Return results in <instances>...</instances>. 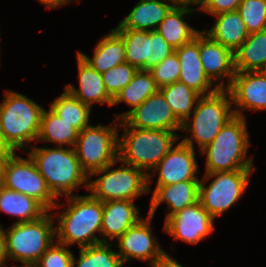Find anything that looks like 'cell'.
Listing matches in <instances>:
<instances>
[{"mask_svg": "<svg viewBox=\"0 0 266 267\" xmlns=\"http://www.w3.org/2000/svg\"><path fill=\"white\" fill-rule=\"evenodd\" d=\"M166 1V2H165ZM168 0H140L131 12L113 29L157 30L173 5Z\"/></svg>", "mask_w": 266, "mask_h": 267, "instance_id": "22", "label": "cell"}, {"mask_svg": "<svg viewBox=\"0 0 266 267\" xmlns=\"http://www.w3.org/2000/svg\"><path fill=\"white\" fill-rule=\"evenodd\" d=\"M241 2L242 0H205L200 11L211 15H217L237 10Z\"/></svg>", "mask_w": 266, "mask_h": 267, "instance_id": "39", "label": "cell"}, {"mask_svg": "<svg viewBox=\"0 0 266 267\" xmlns=\"http://www.w3.org/2000/svg\"><path fill=\"white\" fill-rule=\"evenodd\" d=\"M139 208L131 200H110L103 202V218L101 226V243H109L118 239L127 229L137 224Z\"/></svg>", "mask_w": 266, "mask_h": 267, "instance_id": "19", "label": "cell"}, {"mask_svg": "<svg viewBox=\"0 0 266 267\" xmlns=\"http://www.w3.org/2000/svg\"><path fill=\"white\" fill-rule=\"evenodd\" d=\"M60 118L72 124L78 131L89 126L91 108L71 95L66 89L50 105Z\"/></svg>", "mask_w": 266, "mask_h": 267, "instance_id": "31", "label": "cell"}, {"mask_svg": "<svg viewBox=\"0 0 266 267\" xmlns=\"http://www.w3.org/2000/svg\"><path fill=\"white\" fill-rule=\"evenodd\" d=\"M120 122L124 133L119 137L118 161L144 171L150 186L152 175L148 172H152L181 137L172 131L136 129Z\"/></svg>", "mask_w": 266, "mask_h": 267, "instance_id": "3", "label": "cell"}, {"mask_svg": "<svg viewBox=\"0 0 266 267\" xmlns=\"http://www.w3.org/2000/svg\"><path fill=\"white\" fill-rule=\"evenodd\" d=\"M6 260L9 261L6 249V241L4 237L3 227L0 226V267H7L5 264Z\"/></svg>", "mask_w": 266, "mask_h": 267, "instance_id": "40", "label": "cell"}, {"mask_svg": "<svg viewBox=\"0 0 266 267\" xmlns=\"http://www.w3.org/2000/svg\"><path fill=\"white\" fill-rule=\"evenodd\" d=\"M214 16L216 21L213 27L203 32L234 53L249 36L243 19L237 10Z\"/></svg>", "mask_w": 266, "mask_h": 267, "instance_id": "23", "label": "cell"}, {"mask_svg": "<svg viewBox=\"0 0 266 267\" xmlns=\"http://www.w3.org/2000/svg\"><path fill=\"white\" fill-rule=\"evenodd\" d=\"M2 186L34 198L47 211L60 207L30 156L23 159L14 153L7 158L3 168Z\"/></svg>", "mask_w": 266, "mask_h": 267, "instance_id": "11", "label": "cell"}, {"mask_svg": "<svg viewBox=\"0 0 266 267\" xmlns=\"http://www.w3.org/2000/svg\"><path fill=\"white\" fill-rule=\"evenodd\" d=\"M255 170H234L205 173L199 184V201L215 219L230 209L246 191L252 172ZM213 181L206 186L210 179Z\"/></svg>", "mask_w": 266, "mask_h": 267, "instance_id": "10", "label": "cell"}, {"mask_svg": "<svg viewBox=\"0 0 266 267\" xmlns=\"http://www.w3.org/2000/svg\"><path fill=\"white\" fill-rule=\"evenodd\" d=\"M125 46V59L138 70H150V31L114 29Z\"/></svg>", "mask_w": 266, "mask_h": 267, "instance_id": "30", "label": "cell"}, {"mask_svg": "<svg viewBox=\"0 0 266 267\" xmlns=\"http://www.w3.org/2000/svg\"><path fill=\"white\" fill-rule=\"evenodd\" d=\"M112 243H99L80 248L79 259L73 256L72 267H122L124 264L117 252L112 250Z\"/></svg>", "mask_w": 266, "mask_h": 267, "instance_id": "33", "label": "cell"}, {"mask_svg": "<svg viewBox=\"0 0 266 267\" xmlns=\"http://www.w3.org/2000/svg\"><path fill=\"white\" fill-rule=\"evenodd\" d=\"M172 108L175 116L183 123L192 114L198 99L201 97L192 88L177 81L159 89Z\"/></svg>", "mask_w": 266, "mask_h": 267, "instance_id": "32", "label": "cell"}, {"mask_svg": "<svg viewBox=\"0 0 266 267\" xmlns=\"http://www.w3.org/2000/svg\"><path fill=\"white\" fill-rule=\"evenodd\" d=\"M77 65L79 88L77 89L73 85L68 84L65 89L90 108L94 103H106L108 106H112L113 98L108 94L105 88L102 74L86 62L78 52Z\"/></svg>", "mask_w": 266, "mask_h": 267, "instance_id": "21", "label": "cell"}, {"mask_svg": "<svg viewBox=\"0 0 266 267\" xmlns=\"http://www.w3.org/2000/svg\"><path fill=\"white\" fill-rule=\"evenodd\" d=\"M158 90L159 88L149 70H137L132 81L115 96L112 104V106H114L123 101L132 108L121 115L117 116L116 114L114 119L122 120L131 110L140 106L148 97L155 94Z\"/></svg>", "mask_w": 266, "mask_h": 267, "instance_id": "28", "label": "cell"}, {"mask_svg": "<svg viewBox=\"0 0 266 267\" xmlns=\"http://www.w3.org/2000/svg\"><path fill=\"white\" fill-rule=\"evenodd\" d=\"M236 116L244 117L242 109L266 110V71L236 72L227 88Z\"/></svg>", "mask_w": 266, "mask_h": 267, "instance_id": "15", "label": "cell"}, {"mask_svg": "<svg viewBox=\"0 0 266 267\" xmlns=\"http://www.w3.org/2000/svg\"><path fill=\"white\" fill-rule=\"evenodd\" d=\"M43 110L25 95L5 91L0 103V132L14 151L37 141Z\"/></svg>", "mask_w": 266, "mask_h": 267, "instance_id": "5", "label": "cell"}, {"mask_svg": "<svg viewBox=\"0 0 266 267\" xmlns=\"http://www.w3.org/2000/svg\"><path fill=\"white\" fill-rule=\"evenodd\" d=\"M73 0H58V7H62V6H65L66 3H70L72 2ZM80 1V0H79Z\"/></svg>", "mask_w": 266, "mask_h": 267, "instance_id": "46", "label": "cell"}, {"mask_svg": "<svg viewBox=\"0 0 266 267\" xmlns=\"http://www.w3.org/2000/svg\"><path fill=\"white\" fill-rule=\"evenodd\" d=\"M236 72L266 71V30L249 33L234 52Z\"/></svg>", "mask_w": 266, "mask_h": 267, "instance_id": "26", "label": "cell"}, {"mask_svg": "<svg viewBox=\"0 0 266 267\" xmlns=\"http://www.w3.org/2000/svg\"><path fill=\"white\" fill-rule=\"evenodd\" d=\"M43 146L42 148L31 146L28 155L56 199L61 195L72 196V192L80 186L88 190L89 176L81 167L74 147L65 149L59 146L57 148Z\"/></svg>", "mask_w": 266, "mask_h": 267, "instance_id": "2", "label": "cell"}, {"mask_svg": "<svg viewBox=\"0 0 266 267\" xmlns=\"http://www.w3.org/2000/svg\"><path fill=\"white\" fill-rule=\"evenodd\" d=\"M79 131L60 118L54 111L43 110L37 141L54 142L57 146L74 147Z\"/></svg>", "mask_w": 266, "mask_h": 267, "instance_id": "29", "label": "cell"}, {"mask_svg": "<svg viewBox=\"0 0 266 267\" xmlns=\"http://www.w3.org/2000/svg\"><path fill=\"white\" fill-rule=\"evenodd\" d=\"M65 244L53 242L35 263L37 267H72L74 254Z\"/></svg>", "mask_w": 266, "mask_h": 267, "instance_id": "37", "label": "cell"}, {"mask_svg": "<svg viewBox=\"0 0 266 267\" xmlns=\"http://www.w3.org/2000/svg\"><path fill=\"white\" fill-rule=\"evenodd\" d=\"M18 217L16 223L39 219L47 210L34 198L0 185V212Z\"/></svg>", "mask_w": 266, "mask_h": 267, "instance_id": "27", "label": "cell"}, {"mask_svg": "<svg viewBox=\"0 0 266 267\" xmlns=\"http://www.w3.org/2000/svg\"><path fill=\"white\" fill-rule=\"evenodd\" d=\"M237 11L249 33L266 30V0H242Z\"/></svg>", "mask_w": 266, "mask_h": 267, "instance_id": "34", "label": "cell"}, {"mask_svg": "<svg viewBox=\"0 0 266 267\" xmlns=\"http://www.w3.org/2000/svg\"><path fill=\"white\" fill-rule=\"evenodd\" d=\"M78 53L101 74L126 62L122 37L114 29L98 41L92 58L80 51Z\"/></svg>", "mask_w": 266, "mask_h": 267, "instance_id": "24", "label": "cell"}, {"mask_svg": "<svg viewBox=\"0 0 266 267\" xmlns=\"http://www.w3.org/2000/svg\"><path fill=\"white\" fill-rule=\"evenodd\" d=\"M14 153L16 152L5 141L2 133L0 132V157H11Z\"/></svg>", "mask_w": 266, "mask_h": 267, "instance_id": "43", "label": "cell"}, {"mask_svg": "<svg viewBox=\"0 0 266 267\" xmlns=\"http://www.w3.org/2000/svg\"><path fill=\"white\" fill-rule=\"evenodd\" d=\"M114 121L117 122L110 127L89 125L78 133L74 149L88 176L118 160L120 120L113 119L112 122Z\"/></svg>", "mask_w": 266, "mask_h": 267, "instance_id": "9", "label": "cell"}, {"mask_svg": "<svg viewBox=\"0 0 266 267\" xmlns=\"http://www.w3.org/2000/svg\"><path fill=\"white\" fill-rule=\"evenodd\" d=\"M213 220L214 218L198 201L168 217L163 231L176 240L195 245L214 231Z\"/></svg>", "mask_w": 266, "mask_h": 267, "instance_id": "13", "label": "cell"}, {"mask_svg": "<svg viewBox=\"0 0 266 267\" xmlns=\"http://www.w3.org/2000/svg\"><path fill=\"white\" fill-rule=\"evenodd\" d=\"M193 11L196 9L172 7L157 28L158 33L174 50L190 42L200 32L184 20V17Z\"/></svg>", "mask_w": 266, "mask_h": 267, "instance_id": "25", "label": "cell"}, {"mask_svg": "<svg viewBox=\"0 0 266 267\" xmlns=\"http://www.w3.org/2000/svg\"><path fill=\"white\" fill-rule=\"evenodd\" d=\"M158 171L156 185H173L183 181H200L196 172L198 165L196 162L194 149L180 141L174 148L172 147L166 156L152 170Z\"/></svg>", "mask_w": 266, "mask_h": 267, "instance_id": "16", "label": "cell"}, {"mask_svg": "<svg viewBox=\"0 0 266 267\" xmlns=\"http://www.w3.org/2000/svg\"><path fill=\"white\" fill-rule=\"evenodd\" d=\"M200 181H183L173 185H156L152 192L148 215L154 216L157 207L167 203L168 213L165 220L176 212L199 201Z\"/></svg>", "mask_w": 266, "mask_h": 267, "instance_id": "20", "label": "cell"}, {"mask_svg": "<svg viewBox=\"0 0 266 267\" xmlns=\"http://www.w3.org/2000/svg\"><path fill=\"white\" fill-rule=\"evenodd\" d=\"M122 121L136 129L181 131L182 122L160 90L148 97L140 106L131 110Z\"/></svg>", "mask_w": 266, "mask_h": 267, "instance_id": "14", "label": "cell"}, {"mask_svg": "<svg viewBox=\"0 0 266 267\" xmlns=\"http://www.w3.org/2000/svg\"><path fill=\"white\" fill-rule=\"evenodd\" d=\"M137 68L127 62L118 64L102 74L108 94L114 99L133 79Z\"/></svg>", "mask_w": 266, "mask_h": 267, "instance_id": "35", "label": "cell"}, {"mask_svg": "<svg viewBox=\"0 0 266 267\" xmlns=\"http://www.w3.org/2000/svg\"><path fill=\"white\" fill-rule=\"evenodd\" d=\"M246 123L245 116L235 115L213 141L200 150L206 155L205 173L256 169L252 157L246 159L250 146Z\"/></svg>", "mask_w": 266, "mask_h": 267, "instance_id": "4", "label": "cell"}, {"mask_svg": "<svg viewBox=\"0 0 266 267\" xmlns=\"http://www.w3.org/2000/svg\"><path fill=\"white\" fill-rule=\"evenodd\" d=\"M115 163L93 172V175H101L95 180L89 181L88 191L102 202L110 200L134 201L141 194L150 193L148 175L134 166L122 163L119 168L111 169ZM110 170V171H109Z\"/></svg>", "mask_w": 266, "mask_h": 267, "instance_id": "8", "label": "cell"}, {"mask_svg": "<svg viewBox=\"0 0 266 267\" xmlns=\"http://www.w3.org/2000/svg\"><path fill=\"white\" fill-rule=\"evenodd\" d=\"M66 198L68 208L54 216L58 221L55 226L56 241L66 246L76 243L79 248L101 243L96 233L101 234L103 202L91 194Z\"/></svg>", "mask_w": 266, "mask_h": 267, "instance_id": "1", "label": "cell"}, {"mask_svg": "<svg viewBox=\"0 0 266 267\" xmlns=\"http://www.w3.org/2000/svg\"><path fill=\"white\" fill-rule=\"evenodd\" d=\"M180 61V82L201 96L214 94L224 89V81L212 88L213 82L205 74L199 52V33L190 42L174 50ZM212 88V89H211ZM208 92V93H207Z\"/></svg>", "mask_w": 266, "mask_h": 267, "instance_id": "17", "label": "cell"}, {"mask_svg": "<svg viewBox=\"0 0 266 267\" xmlns=\"http://www.w3.org/2000/svg\"><path fill=\"white\" fill-rule=\"evenodd\" d=\"M13 267H15V266H13ZM16 267H18V266H16ZM19 267H37L35 264H33V265H23V266H19Z\"/></svg>", "mask_w": 266, "mask_h": 267, "instance_id": "47", "label": "cell"}, {"mask_svg": "<svg viewBox=\"0 0 266 267\" xmlns=\"http://www.w3.org/2000/svg\"><path fill=\"white\" fill-rule=\"evenodd\" d=\"M232 98L227 89H219L214 94L201 96L193 110V117H188L181 130L189 132L190 137L182 139L186 145L194 149L195 139L202 150L210 144L221 131L222 127L235 116L232 106Z\"/></svg>", "mask_w": 266, "mask_h": 267, "instance_id": "6", "label": "cell"}, {"mask_svg": "<svg viewBox=\"0 0 266 267\" xmlns=\"http://www.w3.org/2000/svg\"><path fill=\"white\" fill-rule=\"evenodd\" d=\"M152 218L153 216L147 214V218H142L117 239L119 248L117 253L123 263L135 258L140 261L150 260L149 264L153 266L167 254L154 238L155 235H152L150 226Z\"/></svg>", "mask_w": 266, "mask_h": 267, "instance_id": "12", "label": "cell"}, {"mask_svg": "<svg viewBox=\"0 0 266 267\" xmlns=\"http://www.w3.org/2000/svg\"><path fill=\"white\" fill-rule=\"evenodd\" d=\"M174 49L157 30L150 31V69L169 56Z\"/></svg>", "mask_w": 266, "mask_h": 267, "instance_id": "38", "label": "cell"}, {"mask_svg": "<svg viewBox=\"0 0 266 267\" xmlns=\"http://www.w3.org/2000/svg\"><path fill=\"white\" fill-rule=\"evenodd\" d=\"M42 4L47 6L48 8H56L58 7V0H39Z\"/></svg>", "mask_w": 266, "mask_h": 267, "instance_id": "44", "label": "cell"}, {"mask_svg": "<svg viewBox=\"0 0 266 267\" xmlns=\"http://www.w3.org/2000/svg\"><path fill=\"white\" fill-rule=\"evenodd\" d=\"M54 213L47 211L39 219L14 223L4 231L9 260L33 265L55 241Z\"/></svg>", "mask_w": 266, "mask_h": 267, "instance_id": "7", "label": "cell"}, {"mask_svg": "<svg viewBox=\"0 0 266 267\" xmlns=\"http://www.w3.org/2000/svg\"><path fill=\"white\" fill-rule=\"evenodd\" d=\"M149 71L159 89L177 82L180 75V61L176 52H172Z\"/></svg>", "mask_w": 266, "mask_h": 267, "instance_id": "36", "label": "cell"}, {"mask_svg": "<svg viewBox=\"0 0 266 267\" xmlns=\"http://www.w3.org/2000/svg\"><path fill=\"white\" fill-rule=\"evenodd\" d=\"M7 158L9 157H0V185H2V182H3V168H4L5 161L7 160Z\"/></svg>", "mask_w": 266, "mask_h": 267, "instance_id": "45", "label": "cell"}, {"mask_svg": "<svg viewBox=\"0 0 266 267\" xmlns=\"http://www.w3.org/2000/svg\"><path fill=\"white\" fill-rule=\"evenodd\" d=\"M169 2H171V4L173 5V7H185V8H189L188 6L191 5H199L200 7L197 10H201L205 0H168Z\"/></svg>", "mask_w": 266, "mask_h": 267, "instance_id": "41", "label": "cell"}, {"mask_svg": "<svg viewBox=\"0 0 266 267\" xmlns=\"http://www.w3.org/2000/svg\"><path fill=\"white\" fill-rule=\"evenodd\" d=\"M200 60L205 74L214 83L229 79L224 86L227 89L235 76L234 53L222 44L212 40L203 31L199 32Z\"/></svg>", "mask_w": 266, "mask_h": 267, "instance_id": "18", "label": "cell"}, {"mask_svg": "<svg viewBox=\"0 0 266 267\" xmlns=\"http://www.w3.org/2000/svg\"><path fill=\"white\" fill-rule=\"evenodd\" d=\"M151 267H184L179 264L176 260L166 254L163 258L159 259L153 266Z\"/></svg>", "mask_w": 266, "mask_h": 267, "instance_id": "42", "label": "cell"}]
</instances>
